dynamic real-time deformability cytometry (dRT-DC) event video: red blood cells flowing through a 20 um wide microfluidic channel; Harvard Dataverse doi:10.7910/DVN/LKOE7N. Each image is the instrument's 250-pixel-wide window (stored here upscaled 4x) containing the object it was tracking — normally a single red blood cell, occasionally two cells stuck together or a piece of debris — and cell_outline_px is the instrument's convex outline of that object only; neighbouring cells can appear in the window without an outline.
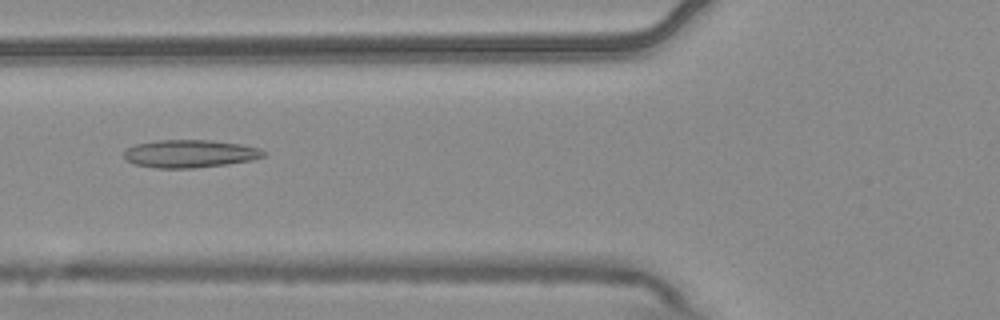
{"species": "common noctule bat (a hibernating species)", "species_latin": "Nyctalus noctula", "temperature_condition": "warm", "stored_images_in_passage": 6, "camera_frame_rate_fps": 3000, "um_per_image_px": 0.085, "animal": {"sex": "male", "body_mass_g": 20.4}, "frame": {"image": 1, "passage_image": 6, "time_ms": 1.667, "image_size_px": [1000, 320], "cell_outline_px": [[264, 156], [252, 160], [228, 164], [192, 168], [156, 168], [136, 164], [128, 160], [124, 156], [124, 152], [128, 148], [136, 144], [156, 140], [212, 140], [240, 144], [260, 148], [264, 152]], "centroid_in_image_um": [16.16, 13.06], "position_along_channel_um": 109.6, "area_um2": 22.48}}